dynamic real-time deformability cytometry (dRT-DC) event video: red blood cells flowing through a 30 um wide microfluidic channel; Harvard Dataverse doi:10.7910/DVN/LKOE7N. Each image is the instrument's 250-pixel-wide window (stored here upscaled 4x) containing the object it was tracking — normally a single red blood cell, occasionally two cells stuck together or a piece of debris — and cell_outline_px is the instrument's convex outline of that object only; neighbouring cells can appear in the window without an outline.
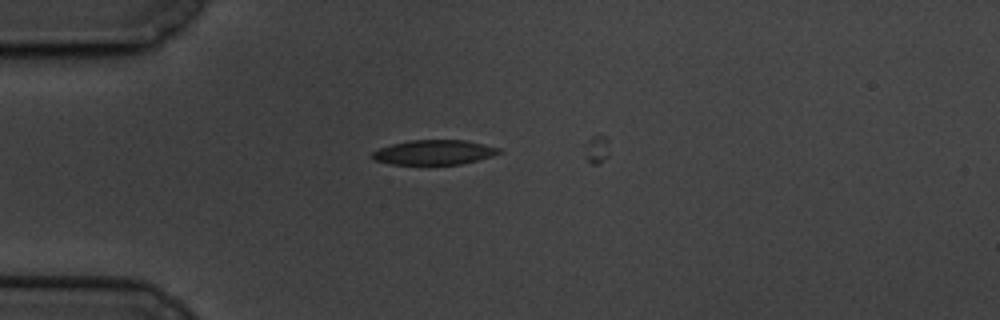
{"species": "common noctule bat (a hibernating species)", "species_latin": "Nyctalus noctula", "temperature_condition": "cold", "stored_images_in_passage": 8, "camera_frame_rate_fps": 3000, "um_per_image_px": 0.085, "animal": {"sex": "male", "body_mass_g": 19.5, "forearm_length_mm": 54.6}, "frame": {"image": 1, "passage_image": 1, "time_ms": 0.0, "image_size_px": [1000, 320], "cell_outline_px": [[500, 152], [492, 156], [460, 164], [392, 164], [376, 160], [372, 156], [372, 152], [380, 148], [392, 144], [408, 140], [464, 140], [484, 144], [500, 148]], "centroid_in_image_um": [36.9, 12.94], "position_along_channel_um": 48.1, "area_um2": 17.98}}
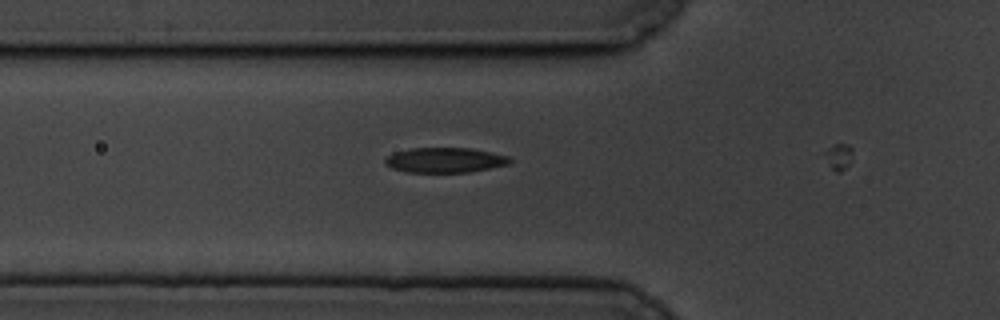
{"frame": {"image": 2, "passage_image": 6, "time_ms": 1.667, "image_size_px": [1000, 320], "cell_outline_px": [[512, 160], [508, 164], [468, 172], [408, 172], [392, 168], [384, 164], [384, 160], [392, 152], [412, 148], [472, 148], [492, 152], [508, 156]], "centroid_in_image_um": [37.79, 13.6], "position_along_channel_um": 88.0, "area_um2": 18.15}}